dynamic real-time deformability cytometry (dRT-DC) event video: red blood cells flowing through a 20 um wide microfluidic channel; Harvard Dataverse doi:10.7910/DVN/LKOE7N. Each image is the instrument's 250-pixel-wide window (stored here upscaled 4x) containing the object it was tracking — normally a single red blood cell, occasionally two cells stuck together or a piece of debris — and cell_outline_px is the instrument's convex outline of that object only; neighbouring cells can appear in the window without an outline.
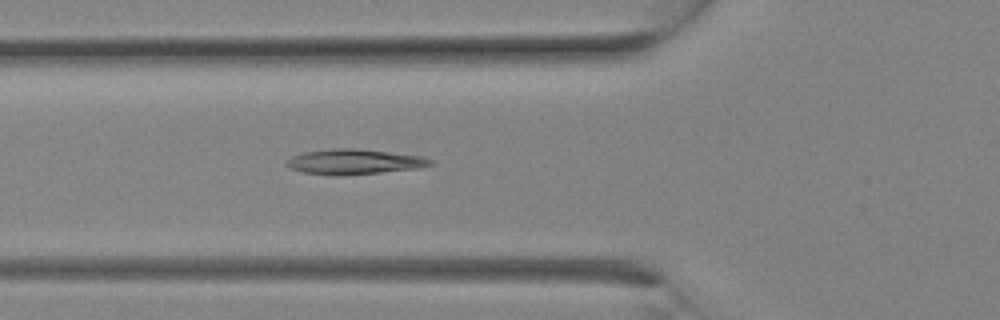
{"species": "Egyptian fruit bat (a non-hibernating species)", "species_latin": "Rousettus aegyptiacus", "temperature_condition": "room temperature", "stored_images_in_passage": 4, "camera_frame_rate_fps": 3000, "um_per_image_px": 0.085, "animal": {"sex": "female"}, "frame": {"image": 1, "passage_image": 4, "time_ms": 1.0, "image_size_px": [1000, 320], "cell_outline_px": [[436, 164], [420, 168], [340, 176], [332, 176], [304, 172], [288, 168], [284, 164], [292, 156], [304, 152], [336, 148], [356, 148], [424, 156], [436, 160]], "centroid_in_image_um": [30.17, 13.75], "position_along_channel_um": 95.6, "area_um2": 21.39}}